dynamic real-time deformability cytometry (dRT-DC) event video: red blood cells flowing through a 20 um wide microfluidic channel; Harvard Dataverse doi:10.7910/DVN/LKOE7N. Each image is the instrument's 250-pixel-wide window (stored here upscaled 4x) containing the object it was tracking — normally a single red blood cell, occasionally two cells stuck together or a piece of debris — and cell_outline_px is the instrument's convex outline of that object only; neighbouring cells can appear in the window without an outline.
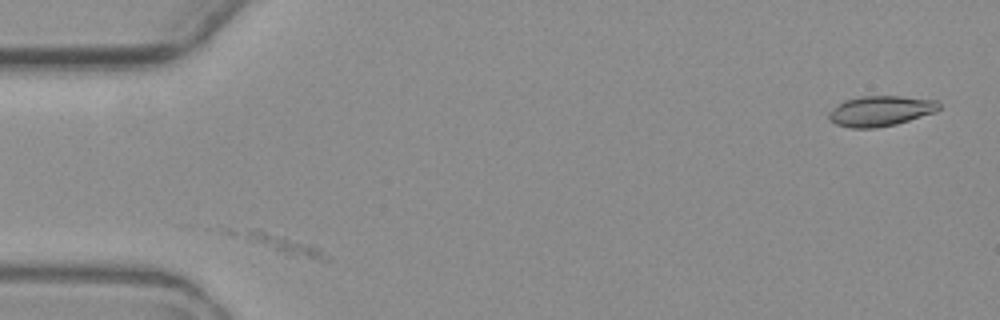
{"species": "common noctule bat (a hibernating species)", "species_latin": "Nyctalus noctula", "temperature_condition": "warm", "stored_images_in_passage": 2, "camera_frame_rate_fps": 3000, "um_per_image_px": 0.085, "animal": {"sex": "female", "body_mass_g": 19.3, "forearm_length_mm": 54.1}, "frame": {"image": 1, "passage_image": 1, "time_ms": 0.0, "image_size_px": [1000, 320], "cell_outline_px": [[328, 260], [320, 260], [288, 256], [276, 252], [232, 236], [224, 232], [220, 228], [260, 228], [312, 244], [320, 248], [328, 256]], "centroid_in_image_um": [23.63, 20.65], "position_along_channel_um": 61.4, "area_um2": 11.1}}